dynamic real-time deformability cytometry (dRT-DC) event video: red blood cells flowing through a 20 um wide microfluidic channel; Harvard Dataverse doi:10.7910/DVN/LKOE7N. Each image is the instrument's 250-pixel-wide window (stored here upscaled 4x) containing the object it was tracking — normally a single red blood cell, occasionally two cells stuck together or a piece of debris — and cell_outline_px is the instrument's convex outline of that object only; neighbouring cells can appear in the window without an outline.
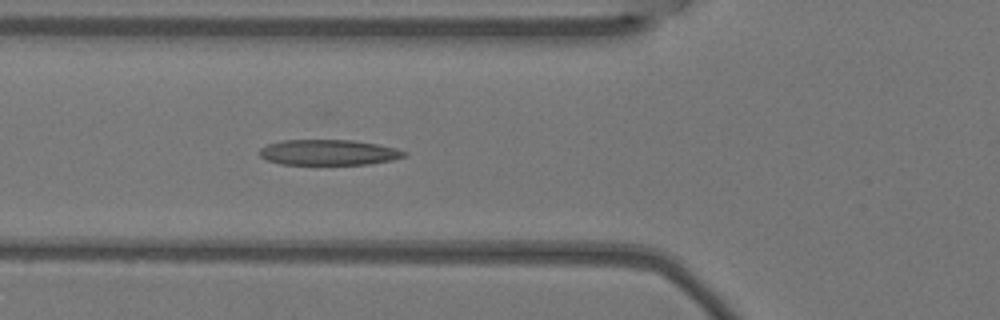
{"species": "Egyptian fruit bat (a non-hibernating species)", "species_latin": "Rousettus aegyptiacus", "temperature_condition": "warm", "stored_images_in_passage": 4, "camera_frame_rate_fps": 3000, "um_per_image_px": 0.085, "animal": {"sex": "female"}, "frame": {"image": 1, "passage_image": 4, "time_ms": 1.0, "image_size_px": [1000, 320], "cell_outline_px": [[408, 156], [392, 160], [368, 164], [280, 164], [264, 160], [260, 156], [260, 148], [268, 144], [284, 140], [352, 140], [376, 144], [396, 148], [408, 152]], "centroid_in_image_um": [27.94, 12.96], "position_along_channel_um": 97.9, "area_um2": 21.56}}